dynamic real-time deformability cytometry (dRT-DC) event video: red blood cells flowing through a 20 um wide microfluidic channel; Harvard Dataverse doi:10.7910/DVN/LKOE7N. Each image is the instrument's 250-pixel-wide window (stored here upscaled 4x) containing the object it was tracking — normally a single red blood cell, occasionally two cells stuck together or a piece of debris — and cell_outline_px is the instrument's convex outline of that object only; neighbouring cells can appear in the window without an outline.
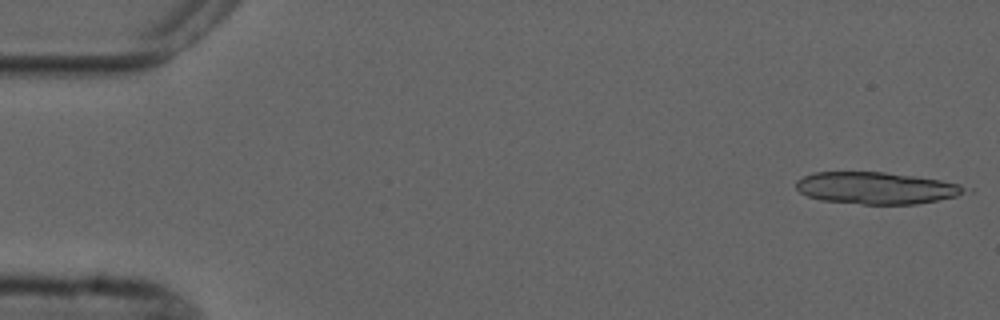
{"species": "common noctule bat (a hibernating species)", "species_latin": "Nyctalus noctula", "temperature_condition": "cold", "stored_images_in_passage": 5, "camera_frame_rate_fps": 3000, "um_per_image_px": 0.085, "animal": {"sex": "male", "forearm_length_mm": 52.5}, "frame": {"image": 1, "passage_image": 1, "time_ms": 0.0, "image_size_px": [1000, 320], "cell_outline_px": [[972, 192], [956, 196], [916, 204], [860, 204], [820, 200], [808, 196], [800, 192], [796, 188], [796, 180], [812, 172], [884, 172], [940, 180], [960, 184], [972, 188]], "centroid_in_image_um": [74.52, 15.98], "position_along_channel_um": 10.5, "area_um2": 31.56}}